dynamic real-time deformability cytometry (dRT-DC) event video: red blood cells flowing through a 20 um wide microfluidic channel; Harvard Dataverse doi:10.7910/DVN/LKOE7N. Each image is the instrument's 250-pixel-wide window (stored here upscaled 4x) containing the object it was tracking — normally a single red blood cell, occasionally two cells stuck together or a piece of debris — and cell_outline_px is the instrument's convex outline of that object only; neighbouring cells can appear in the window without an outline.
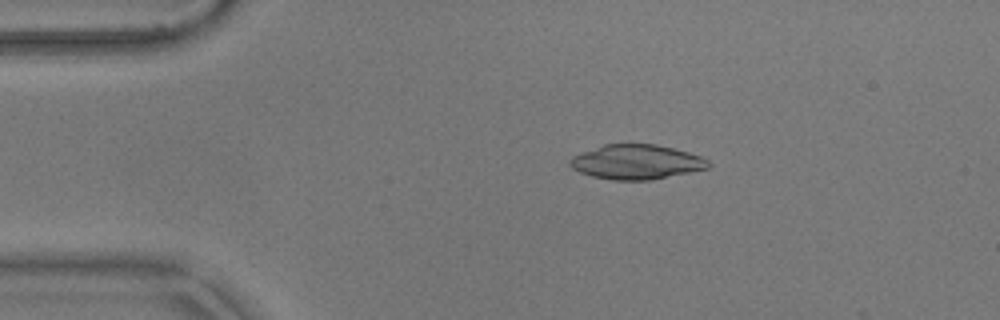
{"species": "common noctule bat (a hibernating species)", "species_latin": "Nyctalus noctula", "temperature_condition": "warm", "stored_images_in_passage": 14, "camera_frame_rate_fps": 3000, "um_per_image_px": 0.085, "animal": {"sex": "male", "body_mass_g": 17.9}, "frame": {"image": 1, "passage_image": 10, "time_ms": 3.0, "image_size_px": [1000, 320], "cell_outline_px": [[712, 164], [708, 168], [652, 180], [612, 180], [592, 176], [580, 172], [572, 168], [568, 164], [568, 160], [572, 156], [604, 144], [656, 144], [688, 152], [700, 156], [708, 160]], "centroid_in_image_um": [54.08, 13.77], "position_along_channel_um": 30.9, "area_um2": 27.92}}